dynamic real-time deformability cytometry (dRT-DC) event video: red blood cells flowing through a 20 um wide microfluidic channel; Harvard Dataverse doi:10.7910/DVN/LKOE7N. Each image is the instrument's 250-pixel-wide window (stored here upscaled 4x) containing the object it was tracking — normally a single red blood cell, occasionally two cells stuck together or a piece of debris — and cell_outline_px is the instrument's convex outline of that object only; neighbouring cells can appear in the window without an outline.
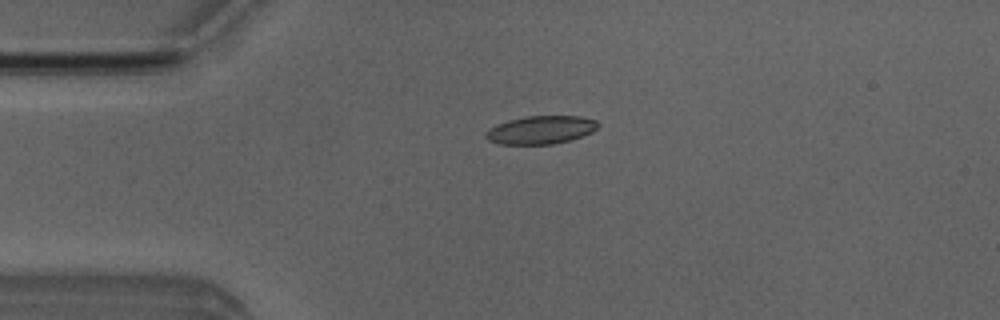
{"species": "Egyptian fruit bat (a non-hibernating species)", "species_latin": "Rousettus aegyptiacus", "temperature_condition": "room temperature", "stored_images_in_passage": 40, "camera_frame_rate_fps": 3000, "um_per_image_px": 0.085, "animal": {"sex": "male"}, "frame": {"image": 1, "passage_image": 1, "time_ms": 0.0, "image_size_px": [1000, 320], "cell_outline_px": [[600, 124], [592, 132], [568, 140], [552, 144], [500, 144], [488, 140], [484, 136], [484, 132], [488, 128], [496, 124], [508, 120], [524, 116], [580, 116], [596, 120]], "centroid_in_image_um": [45.92, 11.03], "position_along_channel_um": 39.1, "area_um2": 18.44}}
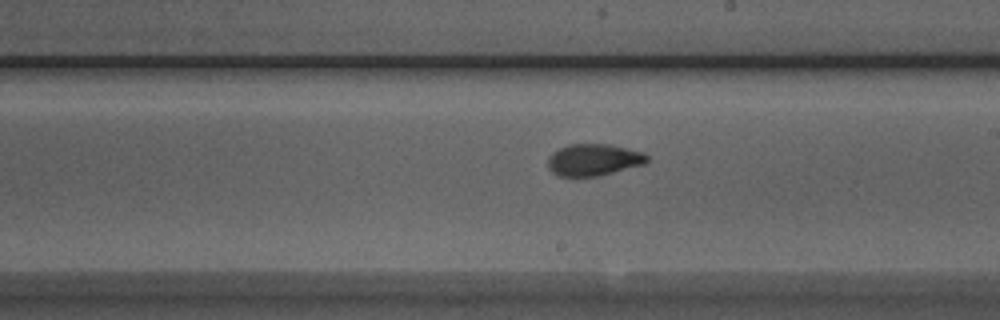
{"frame": {"image": 2, "passage_image": 18, "time_ms": 5.667, "image_size_px": [1000, 320], "cell_outline_px": [[648, 160], [644, 164], [600, 176], [556, 176], [548, 168], [548, 156], [560, 148], [568, 144], [612, 144], [644, 152], [648, 156]], "centroid_in_image_um": [50.47, 13.58], "position_along_channel_um": 238.5, "area_um2": 18.55}}
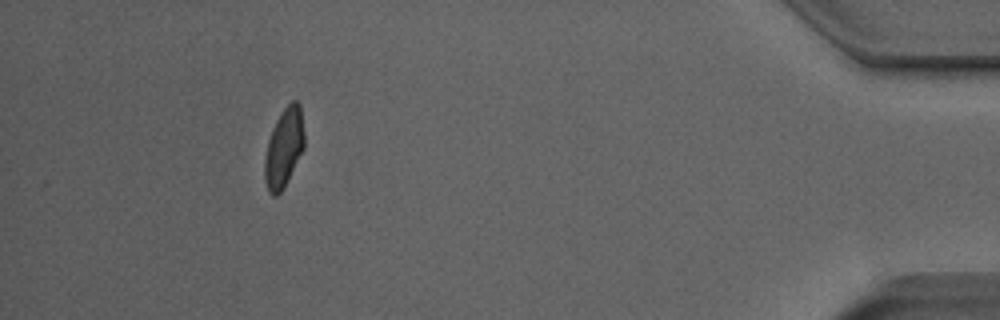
{"frame": {"image": 3, "passage_image": 36, "time_ms": 11.667, "image_size_px": [1000, 320], "cell_outline_px": [[304, 148], [284, 188], [276, 196], [272, 196], [268, 192], [264, 180], [264, 160], [268, 140], [272, 128], [280, 112], [292, 100], [296, 100], [300, 104], [304, 132]], "centroid_in_image_um": [24.12, 12.57], "position_along_channel_um": 411.1, "area_um2": 18.44}, "authors_computed_cell_mechanics": {"area_um2": 18.496, "velocity_mm_per_s": 3.9748, "shape_relaxation_time_tau1_ms": 4.6158, "shape_relaxation_time_tau2_ms": 1.2374, "deformation_change_tau1": 0.1407, "deformation_change_tau2": 0.0661}}